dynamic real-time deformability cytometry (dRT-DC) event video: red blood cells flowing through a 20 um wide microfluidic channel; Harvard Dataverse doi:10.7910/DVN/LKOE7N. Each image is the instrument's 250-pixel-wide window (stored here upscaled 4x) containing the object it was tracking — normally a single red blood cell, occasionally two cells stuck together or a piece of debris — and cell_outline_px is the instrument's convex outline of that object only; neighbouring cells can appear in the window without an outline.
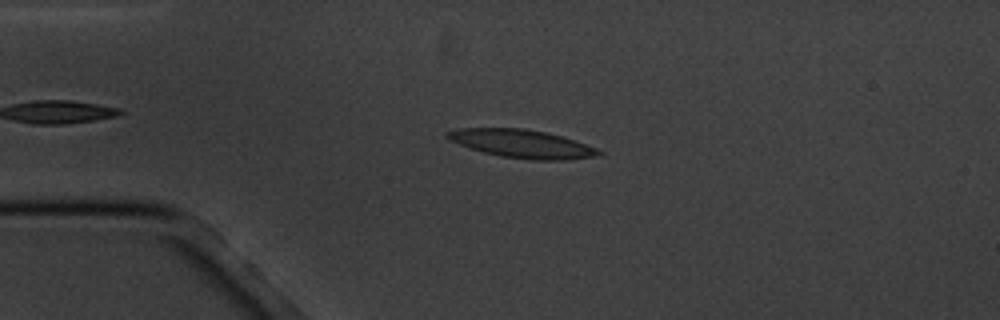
{"species": "common noctule bat (a hibernating species)", "species_latin": "Nyctalus noctula", "temperature_condition": "cold", "stored_images_in_passage": 5, "camera_frame_rate_fps": 3000, "um_per_image_px": 0.085, "animal": {"sex": "male", "body_mass_g": 20.1, "forearm_length_mm": 53.5}, "frame": {"image": 1, "passage_image": 3, "time_ms": 2.333, "image_size_px": [1000, 320], "cell_outline_px": [[604, 152], [600, 156], [564, 160], [532, 160], [500, 156], [484, 152], [448, 140], [444, 136], [444, 132], [456, 128], [524, 128], [544, 132], [560, 136], [596, 148]], "centroid_in_image_um": [44.33, 12.22], "position_along_channel_um": 40.7, "area_um2": 24.8}}
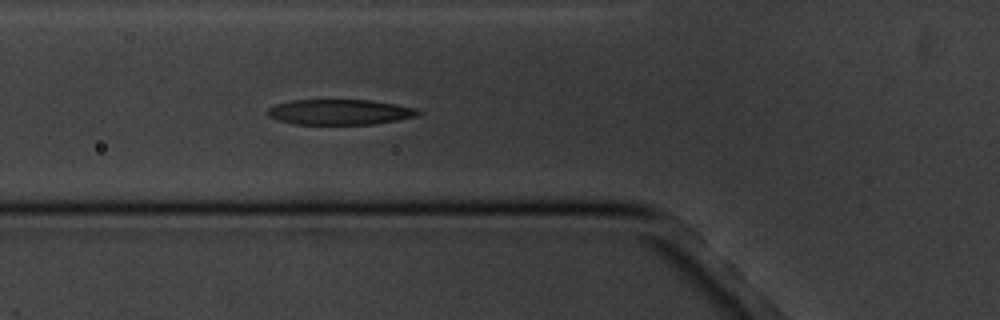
{"frame": {"image": 2, "passage_image": 5, "time_ms": 4.667, "image_size_px": [1000, 320], "cell_outline_px": [[420, 112], [416, 116], [396, 120], [372, 124], [292, 124], [276, 120], [268, 116], [264, 112], [268, 108], [276, 104], [292, 100], [372, 100], [396, 104], [416, 108]], "centroid_in_image_um": [28.81, 9.52], "position_along_channel_um": 97.0, "area_um2": 22.31}}